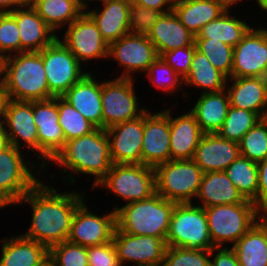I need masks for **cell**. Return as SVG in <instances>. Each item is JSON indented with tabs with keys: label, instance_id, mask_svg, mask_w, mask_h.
<instances>
[{
	"label": "cell",
	"instance_id": "f6af8a7d",
	"mask_svg": "<svg viewBox=\"0 0 267 266\" xmlns=\"http://www.w3.org/2000/svg\"><path fill=\"white\" fill-rule=\"evenodd\" d=\"M161 12L145 8L143 6L137 5L135 3L129 6V27L130 32L146 35L151 32L154 24L161 16Z\"/></svg>",
	"mask_w": 267,
	"mask_h": 266
},
{
	"label": "cell",
	"instance_id": "ac0fdd59",
	"mask_svg": "<svg viewBox=\"0 0 267 266\" xmlns=\"http://www.w3.org/2000/svg\"><path fill=\"white\" fill-rule=\"evenodd\" d=\"M108 57H113L126 69L119 78L132 79L133 75L130 73L147 72L159 55L148 36L129 32L109 44Z\"/></svg>",
	"mask_w": 267,
	"mask_h": 266
},
{
	"label": "cell",
	"instance_id": "6f0895ef",
	"mask_svg": "<svg viewBox=\"0 0 267 266\" xmlns=\"http://www.w3.org/2000/svg\"><path fill=\"white\" fill-rule=\"evenodd\" d=\"M39 266H56V265H55L54 261L50 257H48Z\"/></svg>",
	"mask_w": 267,
	"mask_h": 266
},
{
	"label": "cell",
	"instance_id": "3957f363",
	"mask_svg": "<svg viewBox=\"0 0 267 266\" xmlns=\"http://www.w3.org/2000/svg\"><path fill=\"white\" fill-rule=\"evenodd\" d=\"M51 161L65 167L64 173L71 169L73 174L95 175L93 188L97 187L113 165L106 129L96 128L87 135L65 141Z\"/></svg>",
	"mask_w": 267,
	"mask_h": 266
},
{
	"label": "cell",
	"instance_id": "1f68e13d",
	"mask_svg": "<svg viewBox=\"0 0 267 266\" xmlns=\"http://www.w3.org/2000/svg\"><path fill=\"white\" fill-rule=\"evenodd\" d=\"M232 249L239 266H267V230L257 221Z\"/></svg>",
	"mask_w": 267,
	"mask_h": 266
},
{
	"label": "cell",
	"instance_id": "9f6ffc18",
	"mask_svg": "<svg viewBox=\"0 0 267 266\" xmlns=\"http://www.w3.org/2000/svg\"><path fill=\"white\" fill-rule=\"evenodd\" d=\"M220 3H222L227 9H229L233 4L242 1V0H218Z\"/></svg>",
	"mask_w": 267,
	"mask_h": 266
},
{
	"label": "cell",
	"instance_id": "5bb4252c",
	"mask_svg": "<svg viewBox=\"0 0 267 266\" xmlns=\"http://www.w3.org/2000/svg\"><path fill=\"white\" fill-rule=\"evenodd\" d=\"M113 244L121 266L136 262L137 266H162L166 240L148 235H132L115 228Z\"/></svg>",
	"mask_w": 267,
	"mask_h": 266
},
{
	"label": "cell",
	"instance_id": "52a82bcc",
	"mask_svg": "<svg viewBox=\"0 0 267 266\" xmlns=\"http://www.w3.org/2000/svg\"><path fill=\"white\" fill-rule=\"evenodd\" d=\"M169 247L212 250L207 216L202 206L193 203H176L166 236Z\"/></svg>",
	"mask_w": 267,
	"mask_h": 266
},
{
	"label": "cell",
	"instance_id": "603a6c76",
	"mask_svg": "<svg viewBox=\"0 0 267 266\" xmlns=\"http://www.w3.org/2000/svg\"><path fill=\"white\" fill-rule=\"evenodd\" d=\"M92 74H85L62 97L79 111L96 128L103 129L101 82Z\"/></svg>",
	"mask_w": 267,
	"mask_h": 266
},
{
	"label": "cell",
	"instance_id": "7a4b0ae2",
	"mask_svg": "<svg viewBox=\"0 0 267 266\" xmlns=\"http://www.w3.org/2000/svg\"><path fill=\"white\" fill-rule=\"evenodd\" d=\"M2 89L8 99L42 101L53 98L40 52H22L3 58Z\"/></svg>",
	"mask_w": 267,
	"mask_h": 266
},
{
	"label": "cell",
	"instance_id": "11a10c76",
	"mask_svg": "<svg viewBox=\"0 0 267 266\" xmlns=\"http://www.w3.org/2000/svg\"><path fill=\"white\" fill-rule=\"evenodd\" d=\"M261 212H263L261 214ZM258 215V221L265 227L267 230V210L261 211Z\"/></svg>",
	"mask_w": 267,
	"mask_h": 266
},
{
	"label": "cell",
	"instance_id": "bcb514c9",
	"mask_svg": "<svg viewBox=\"0 0 267 266\" xmlns=\"http://www.w3.org/2000/svg\"><path fill=\"white\" fill-rule=\"evenodd\" d=\"M195 43L190 46H184L163 53L160 57L182 78L189 73L190 63L194 51Z\"/></svg>",
	"mask_w": 267,
	"mask_h": 266
},
{
	"label": "cell",
	"instance_id": "8992f818",
	"mask_svg": "<svg viewBox=\"0 0 267 266\" xmlns=\"http://www.w3.org/2000/svg\"><path fill=\"white\" fill-rule=\"evenodd\" d=\"M156 193L175 203H192L203 171L191 160H170L155 168Z\"/></svg>",
	"mask_w": 267,
	"mask_h": 266
},
{
	"label": "cell",
	"instance_id": "cb8c5ba5",
	"mask_svg": "<svg viewBox=\"0 0 267 266\" xmlns=\"http://www.w3.org/2000/svg\"><path fill=\"white\" fill-rule=\"evenodd\" d=\"M233 84L225 89L230 106L257 113L267 117V79L261 77H230Z\"/></svg>",
	"mask_w": 267,
	"mask_h": 266
},
{
	"label": "cell",
	"instance_id": "4fadbf2b",
	"mask_svg": "<svg viewBox=\"0 0 267 266\" xmlns=\"http://www.w3.org/2000/svg\"><path fill=\"white\" fill-rule=\"evenodd\" d=\"M267 76V30L251 28L233 47L231 77Z\"/></svg>",
	"mask_w": 267,
	"mask_h": 266
},
{
	"label": "cell",
	"instance_id": "f35d334b",
	"mask_svg": "<svg viewBox=\"0 0 267 266\" xmlns=\"http://www.w3.org/2000/svg\"><path fill=\"white\" fill-rule=\"evenodd\" d=\"M240 156L259 163L267 158V117L259 120L239 142Z\"/></svg>",
	"mask_w": 267,
	"mask_h": 266
},
{
	"label": "cell",
	"instance_id": "9a60e30c",
	"mask_svg": "<svg viewBox=\"0 0 267 266\" xmlns=\"http://www.w3.org/2000/svg\"><path fill=\"white\" fill-rule=\"evenodd\" d=\"M63 39L60 41L80 63L93 58L108 57L109 44L102 38L96 23L85 11L67 26Z\"/></svg>",
	"mask_w": 267,
	"mask_h": 266
},
{
	"label": "cell",
	"instance_id": "ffe728a7",
	"mask_svg": "<svg viewBox=\"0 0 267 266\" xmlns=\"http://www.w3.org/2000/svg\"><path fill=\"white\" fill-rule=\"evenodd\" d=\"M3 125L7 127L4 126V130L10 145L20 149L19 139H22L21 141L26 143L30 149L38 152V134L33 118V101H16L7 98L4 106Z\"/></svg>",
	"mask_w": 267,
	"mask_h": 266
},
{
	"label": "cell",
	"instance_id": "680465c9",
	"mask_svg": "<svg viewBox=\"0 0 267 266\" xmlns=\"http://www.w3.org/2000/svg\"><path fill=\"white\" fill-rule=\"evenodd\" d=\"M86 0H78L79 6L85 11V8L88 7V4L85 3ZM87 1H95V0H87ZM99 1V0H98ZM101 1V0H100ZM105 0H102L104 2Z\"/></svg>",
	"mask_w": 267,
	"mask_h": 266
},
{
	"label": "cell",
	"instance_id": "6125c7cd",
	"mask_svg": "<svg viewBox=\"0 0 267 266\" xmlns=\"http://www.w3.org/2000/svg\"><path fill=\"white\" fill-rule=\"evenodd\" d=\"M117 1L126 2L128 4H133L134 2V0H117Z\"/></svg>",
	"mask_w": 267,
	"mask_h": 266
},
{
	"label": "cell",
	"instance_id": "e0dca14e",
	"mask_svg": "<svg viewBox=\"0 0 267 266\" xmlns=\"http://www.w3.org/2000/svg\"><path fill=\"white\" fill-rule=\"evenodd\" d=\"M170 109L143 114V144L141 164L156 167L171 160L170 154Z\"/></svg>",
	"mask_w": 267,
	"mask_h": 266
},
{
	"label": "cell",
	"instance_id": "b9f144b4",
	"mask_svg": "<svg viewBox=\"0 0 267 266\" xmlns=\"http://www.w3.org/2000/svg\"><path fill=\"white\" fill-rule=\"evenodd\" d=\"M49 257L56 266H88L87 247L67 241L53 245Z\"/></svg>",
	"mask_w": 267,
	"mask_h": 266
},
{
	"label": "cell",
	"instance_id": "6da1fadb",
	"mask_svg": "<svg viewBox=\"0 0 267 266\" xmlns=\"http://www.w3.org/2000/svg\"><path fill=\"white\" fill-rule=\"evenodd\" d=\"M39 182L18 203H30L33 209L32 223L22 236L45 245L67 241L73 215L83 202L80 193H56V189Z\"/></svg>",
	"mask_w": 267,
	"mask_h": 266
},
{
	"label": "cell",
	"instance_id": "74e56055",
	"mask_svg": "<svg viewBox=\"0 0 267 266\" xmlns=\"http://www.w3.org/2000/svg\"><path fill=\"white\" fill-rule=\"evenodd\" d=\"M58 113V122L62 128L65 141L87 135L96 129L62 96H58Z\"/></svg>",
	"mask_w": 267,
	"mask_h": 266
},
{
	"label": "cell",
	"instance_id": "2e32d148",
	"mask_svg": "<svg viewBox=\"0 0 267 266\" xmlns=\"http://www.w3.org/2000/svg\"><path fill=\"white\" fill-rule=\"evenodd\" d=\"M84 201L77 207L71 222L68 241L81 246H98L113 240L116 213L98 216L88 210Z\"/></svg>",
	"mask_w": 267,
	"mask_h": 266
},
{
	"label": "cell",
	"instance_id": "e575fe53",
	"mask_svg": "<svg viewBox=\"0 0 267 266\" xmlns=\"http://www.w3.org/2000/svg\"><path fill=\"white\" fill-rule=\"evenodd\" d=\"M30 5L55 32L63 24L70 25L84 12L78 0H30Z\"/></svg>",
	"mask_w": 267,
	"mask_h": 266
},
{
	"label": "cell",
	"instance_id": "f546056e",
	"mask_svg": "<svg viewBox=\"0 0 267 266\" xmlns=\"http://www.w3.org/2000/svg\"><path fill=\"white\" fill-rule=\"evenodd\" d=\"M227 8L218 0H175L173 11L196 36L203 26L220 17Z\"/></svg>",
	"mask_w": 267,
	"mask_h": 266
},
{
	"label": "cell",
	"instance_id": "60d3db41",
	"mask_svg": "<svg viewBox=\"0 0 267 266\" xmlns=\"http://www.w3.org/2000/svg\"><path fill=\"white\" fill-rule=\"evenodd\" d=\"M215 250L167 246L162 266H210Z\"/></svg>",
	"mask_w": 267,
	"mask_h": 266
},
{
	"label": "cell",
	"instance_id": "ee69618b",
	"mask_svg": "<svg viewBox=\"0 0 267 266\" xmlns=\"http://www.w3.org/2000/svg\"><path fill=\"white\" fill-rule=\"evenodd\" d=\"M19 34L16 19L10 13H0V56L2 58L12 55L14 51L21 53Z\"/></svg>",
	"mask_w": 267,
	"mask_h": 266
},
{
	"label": "cell",
	"instance_id": "4316f807",
	"mask_svg": "<svg viewBox=\"0 0 267 266\" xmlns=\"http://www.w3.org/2000/svg\"><path fill=\"white\" fill-rule=\"evenodd\" d=\"M202 207L253 203L246 200L224 171L203 173L197 197Z\"/></svg>",
	"mask_w": 267,
	"mask_h": 266
},
{
	"label": "cell",
	"instance_id": "4dcf8cb0",
	"mask_svg": "<svg viewBox=\"0 0 267 266\" xmlns=\"http://www.w3.org/2000/svg\"><path fill=\"white\" fill-rule=\"evenodd\" d=\"M1 249L0 266H39L49 257V249L34 240L18 235L5 238Z\"/></svg>",
	"mask_w": 267,
	"mask_h": 266
},
{
	"label": "cell",
	"instance_id": "f907efd6",
	"mask_svg": "<svg viewBox=\"0 0 267 266\" xmlns=\"http://www.w3.org/2000/svg\"><path fill=\"white\" fill-rule=\"evenodd\" d=\"M175 0H134L133 3L145 8L160 11L162 14L173 11ZM168 5V6H167ZM164 7H167L164 9Z\"/></svg>",
	"mask_w": 267,
	"mask_h": 266
},
{
	"label": "cell",
	"instance_id": "7dc6e473",
	"mask_svg": "<svg viewBox=\"0 0 267 266\" xmlns=\"http://www.w3.org/2000/svg\"><path fill=\"white\" fill-rule=\"evenodd\" d=\"M88 266H121L113 241L87 247Z\"/></svg>",
	"mask_w": 267,
	"mask_h": 266
},
{
	"label": "cell",
	"instance_id": "30bf717a",
	"mask_svg": "<svg viewBox=\"0 0 267 266\" xmlns=\"http://www.w3.org/2000/svg\"><path fill=\"white\" fill-rule=\"evenodd\" d=\"M47 77L49 93L62 96L77 83L87 72L71 51L57 38L52 44L40 51Z\"/></svg>",
	"mask_w": 267,
	"mask_h": 266
},
{
	"label": "cell",
	"instance_id": "5b68a950",
	"mask_svg": "<svg viewBox=\"0 0 267 266\" xmlns=\"http://www.w3.org/2000/svg\"><path fill=\"white\" fill-rule=\"evenodd\" d=\"M204 210L214 248L226 242L234 245L258 221L259 215L254 203L215 205Z\"/></svg>",
	"mask_w": 267,
	"mask_h": 266
},
{
	"label": "cell",
	"instance_id": "816d5d0a",
	"mask_svg": "<svg viewBox=\"0 0 267 266\" xmlns=\"http://www.w3.org/2000/svg\"><path fill=\"white\" fill-rule=\"evenodd\" d=\"M29 4L30 0H0V13H10L11 11H14L16 7L18 9L19 7L21 8ZM8 8H13V9H8Z\"/></svg>",
	"mask_w": 267,
	"mask_h": 266
},
{
	"label": "cell",
	"instance_id": "94428289",
	"mask_svg": "<svg viewBox=\"0 0 267 266\" xmlns=\"http://www.w3.org/2000/svg\"><path fill=\"white\" fill-rule=\"evenodd\" d=\"M3 72V58L0 56V77ZM0 88H2V77L0 78Z\"/></svg>",
	"mask_w": 267,
	"mask_h": 266
},
{
	"label": "cell",
	"instance_id": "836d02e7",
	"mask_svg": "<svg viewBox=\"0 0 267 266\" xmlns=\"http://www.w3.org/2000/svg\"><path fill=\"white\" fill-rule=\"evenodd\" d=\"M251 28L246 22L230 16L227 9L220 17L203 26L195 39L219 40L235 47Z\"/></svg>",
	"mask_w": 267,
	"mask_h": 266
},
{
	"label": "cell",
	"instance_id": "db71d44e",
	"mask_svg": "<svg viewBox=\"0 0 267 266\" xmlns=\"http://www.w3.org/2000/svg\"><path fill=\"white\" fill-rule=\"evenodd\" d=\"M7 97L2 88H0V125H3V116H4V106L6 103Z\"/></svg>",
	"mask_w": 267,
	"mask_h": 266
},
{
	"label": "cell",
	"instance_id": "d590c367",
	"mask_svg": "<svg viewBox=\"0 0 267 266\" xmlns=\"http://www.w3.org/2000/svg\"><path fill=\"white\" fill-rule=\"evenodd\" d=\"M246 200L254 202L258 191L257 163L239 156L224 171Z\"/></svg>",
	"mask_w": 267,
	"mask_h": 266
},
{
	"label": "cell",
	"instance_id": "277c9868",
	"mask_svg": "<svg viewBox=\"0 0 267 266\" xmlns=\"http://www.w3.org/2000/svg\"><path fill=\"white\" fill-rule=\"evenodd\" d=\"M176 203L155 193L150 198L114 207L116 228L132 235H148L166 239Z\"/></svg>",
	"mask_w": 267,
	"mask_h": 266
},
{
	"label": "cell",
	"instance_id": "ba28073f",
	"mask_svg": "<svg viewBox=\"0 0 267 266\" xmlns=\"http://www.w3.org/2000/svg\"><path fill=\"white\" fill-rule=\"evenodd\" d=\"M97 186L108 188L127 203L145 200L156 193L155 169L143 164H113Z\"/></svg>",
	"mask_w": 267,
	"mask_h": 266
},
{
	"label": "cell",
	"instance_id": "9c48e42d",
	"mask_svg": "<svg viewBox=\"0 0 267 266\" xmlns=\"http://www.w3.org/2000/svg\"><path fill=\"white\" fill-rule=\"evenodd\" d=\"M22 155L10 144L0 151V208L18 203L40 182Z\"/></svg>",
	"mask_w": 267,
	"mask_h": 266
},
{
	"label": "cell",
	"instance_id": "f5cc1de1",
	"mask_svg": "<svg viewBox=\"0 0 267 266\" xmlns=\"http://www.w3.org/2000/svg\"><path fill=\"white\" fill-rule=\"evenodd\" d=\"M9 145L7 134L4 130V125H0V151Z\"/></svg>",
	"mask_w": 267,
	"mask_h": 266
},
{
	"label": "cell",
	"instance_id": "484cf974",
	"mask_svg": "<svg viewBox=\"0 0 267 266\" xmlns=\"http://www.w3.org/2000/svg\"><path fill=\"white\" fill-rule=\"evenodd\" d=\"M203 134L190 110L174 119L170 115L171 160L193 159L196 147Z\"/></svg>",
	"mask_w": 267,
	"mask_h": 266
},
{
	"label": "cell",
	"instance_id": "44dd1931",
	"mask_svg": "<svg viewBox=\"0 0 267 266\" xmlns=\"http://www.w3.org/2000/svg\"><path fill=\"white\" fill-rule=\"evenodd\" d=\"M240 156L239 143L221 138L217 133L203 134L193 161L203 173L225 171Z\"/></svg>",
	"mask_w": 267,
	"mask_h": 266
},
{
	"label": "cell",
	"instance_id": "d4e9b609",
	"mask_svg": "<svg viewBox=\"0 0 267 266\" xmlns=\"http://www.w3.org/2000/svg\"><path fill=\"white\" fill-rule=\"evenodd\" d=\"M148 38L154 44L159 57L167 51L195 43V36L181 23L174 11L161 14Z\"/></svg>",
	"mask_w": 267,
	"mask_h": 266
},
{
	"label": "cell",
	"instance_id": "7bdbcfd3",
	"mask_svg": "<svg viewBox=\"0 0 267 266\" xmlns=\"http://www.w3.org/2000/svg\"><path fill=\"white\" fill-rule=\"evenodd\" d=\"M146 73L157 88H162L167 93L174 92L183 84V79L161 57L149 66Z\"/></svg>",
	"mask_w": 267,
	"mask_h": 266
},
{
	"label": "cell",
	"instance_id": "7c38bea8",
	"mask_svg": "<svg viewBox=\"0 0 267 266\" xmlns=\"http://www.w3.org/2000/svg\"><path fill=\"white\" fill-rule=\"evenodd\" d=\"M33 118L38 134V159L44 158L41 161L43 169L46 161L48 165L65 144V137L58 122V96L33 101Z\"/></svg>",
	"mask_w": 267,
	"mask_h": 266
},
{
	"label": "cell",
	"instance_id": "ab89813d",
	"mask_svg": "<svg viewBox=\"0 0 267 266\" xmlns=\"http://www.w3.org/2000/svg\"><path fill=\"white\" fill-rule=\"evenodd\" d=\"M196 50L204 54L211 64L227 78L233 67V47L219 40L195 39Z\"/></svg>",
	"mask_w": 267,
	"mask_h": 266
},
{
	"label": "cell",
	"instance_id": "d6986e66",
	"mask_svg": "<svg viewBox=\"0 0 267 266\" xmlns=\"http://www.w3.org/2000/svg\"><path fill=\"white\" fill-rule=\"evenodd\" d=\"M113 164H141L143 115L106 129Z\"/></svg>",
	"mask_w": 267,
	"mask_h": 266
},
{
	"label": "cell",
	"instance_id": "c3c4849f",
	"mask_svg": "<svg viewBox=\"0 0 267 266\" xmlns=\"http://www.w3.org/2000/svg\"><path fill=\"white\" fill-rule=\"evenodd\" d=\"M258 166V191L256 200L253 202L259 212L267 210V158Z\"/></svg>",
	"mask_w": 267,
	"mask_h": 266
},
{
	"label": "cell",
	"instance_id": "91938a15",
	"mask_svg": "<svg viewBox=\"0 0 267 266\" xmlns=\"http://www.w3.org/2000/svg\"><path fill=\"white\" fill-rule=\"evenodd\" d=\"M260 8L267 11V0H256Z\"/></svg>",
	"mask_w": 267,
	"mask_h": 266
},
{
	"label": "cell",
	"instance_id": "f1b7e54d",
	"mask_svg": "<svg viewBox=\"0 0 267 266\" xmlns=\"http://www.w3.org/2000/svg\"><path fill=\"white\" fill-rule=\"evenodd\" d=\"M224 91L202 92L190 111L204 134L217 133L222 128L230 108L228 93Z\"/></svg>",
	"mask_w": 267,
	"mask_h": 266
},
{
	"label": "cell",
	"instance_id": "83f0119b",
	"mask_svg": "<svg viewBox=\"0 0 267 266\" xmlns=\"http://www.w3.org/2000/svg\"><path fill=\"white\" fill-rule=\"evenodd\" d=\"M101 12L97 10L86 11L96 23L102 38L108 43L119 40L130 32L129 6L126 2L105 0Z\"/></svg>",
	"mask_w": 267,
	"mask_h": 266
},
{
	"label": "cell",
	"instance_id": "d6a6232c",
	"mask_svg": "<svg viewBox=\"0 0 267 266\" xmlns=\"http://www.w3.org/2000/svg\"><path fill=\"white\" fill-rule=\"evenodd\" d=\"M186 85L204 88V93L225 90L227 77L216 69L209 59L195 49L189 73L182 80Z\"/></svg>",
	"mask_w": 267,
	"mask_h": 266
},
{
	"label": "cell",
	"instance_id": "681fc988",
	"mask_svg": "<svg viewBox=\"0 0 267 266\" xmlns=\"http://www.w3.org/2000/svg\"><path fill=\"white\" fill-rule=\"evenodd\" d=\"M218 253L213 260H210V266H239L235 251L227 247L216 248Z\"/></svg>",
	"mask_w": 267,
	"mask_h": 266
},
{
	"label": "cell",
	"instance_id": "7402d4cb",
	"mask_svg": "<svg viewBox=\"0 0 267 266\" xmlns=\"http://www.w3.org/2000/svg\"><path fill=\"white\" fill-rule=\"evenodd\" d=\"M10 14L16 19L19 29L21 53L40 52L58 38L30 4L24 8H16Z\"/></svg>",
	"mask_w": 267,
	"mask_h": 266
},
{
	"label": "cell",
	"instance_id": "8d00e7d4",
	"mask_svg": "<svg viewBox=\"0 0 267 266\" xmlns=\"http://www.w3.org/2000/svg\"><path fill=\"white\" fill-rule=\"evenodd\" d=\"M262 118L255 112L230 106L222 128L217 134L239 143L242 137Z\"/></svg>",
	"mask_w": 267,
	"mask_h": 266
},
{
	"label": "cell",
	"instance_id": "8fae6325",
	"mask_svg": "<svg viewBox=\"0 0 267 266\" xmlns=\"http://www.w3.org/2000/svg\"><path fill=\"white\" fill-rule=\"evenodd\" d=\"M133 78H117L101 83L103 129L142 116L146 108L138 107Z\"/></svg>",
	"mask_w": 267,
	"mask_h": 266
}]
</instances>
